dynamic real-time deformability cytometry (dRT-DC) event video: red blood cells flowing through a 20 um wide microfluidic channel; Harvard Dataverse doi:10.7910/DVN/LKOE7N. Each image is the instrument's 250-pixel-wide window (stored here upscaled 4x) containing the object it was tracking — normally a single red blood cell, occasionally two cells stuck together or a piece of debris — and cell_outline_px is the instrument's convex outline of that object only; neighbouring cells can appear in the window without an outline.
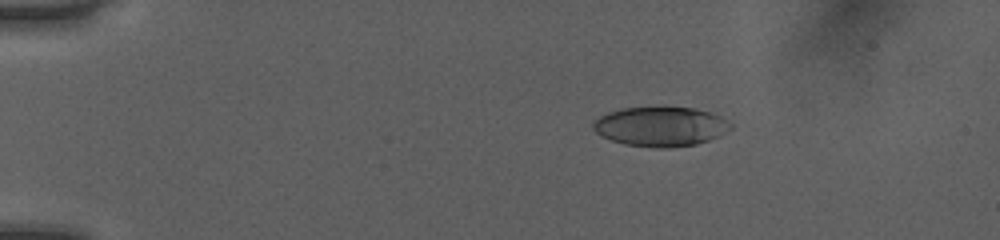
{"species": "human", "species_latin": "Homo sapiens", "temperature_condition": "room temperature", "stored_images_in_passage": 52, "camera_frame_rate_fps": 3000, "um_per_image_px": 0.085, "donor": {"sex": "female"}, "frame": {"image": 1, "passage_image": 10, "time_ms": 3.0, "image_size_px": [1000, 240], "cell_outline_px": [[732, 128], [708, 140], [696, 144], [668, 148], [652, 148], [624, 144], [612, 140], [596, 132], [592, 128], [592, 124], [600, 116], [608, 112], [620, 108], [660, 104], [664, 104], [692, 108], [712, 112], [728, 120], [732, 124]], "centroid_in_image_um": [56.14, 10.7], "position_along_channel_um": 28.9, "area_um2": 32.54}}
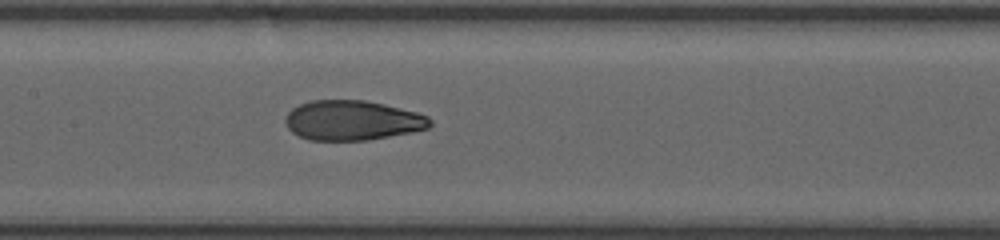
{"frame": {"image": 2, "passage_image": 27, "time_ms": 8.667, "image_size_px": [1000, 240], "cell_outline_px": [[432, 124], [428, 128], [412, 132], [368, 140], [308, 140], [292, 132], [284, 124], [284, 120], [288, 112], [292, 108], [300, 104], [312, 100], [364, 100], [384, 104], [416, 112], [428, 116], [432, 120]], "centroid_in_image_um": [29.94, 10.23], "position_along_channel_um": 177.5, "area_um2": 33.64}}
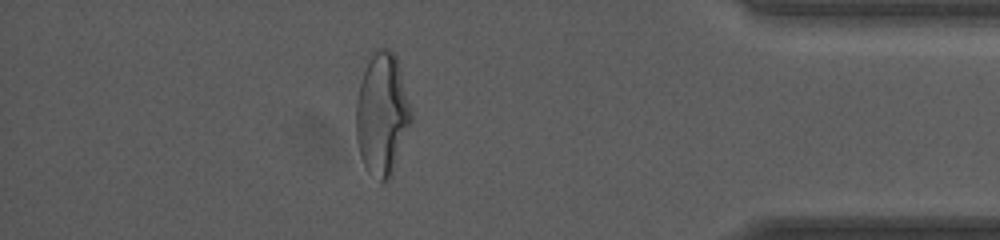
{"frame": {"image": 3, "passage_image": 46, "time_ms": 15.0, "image_size_px": [1000, 240], "cell_outline_px": [[412, 120], [392, 176], [388, 180], [380, 180], [368, 172], [360, 156], [356, 140], [356, 100], [364, 60], [368, 52], [372, 48], [388, 48], [396, 56], [412, 112]], "centroid_in_image_um": [32.44, 9.62], "position_along_channel_um": 402.8, "area_um2": 40.0}, "authors_computed_cell_mechanics": {"area_um2": 33.8708, "velocity_mm_per_s": 4.0621, "shape_relaxation_time_tau1_ms": 4.6854, "shape_relaxation_time_tau2_ms": 1.3372, "deformation_change_tau1": 0.2187, "deformation_change_tau2": 0.0731}}